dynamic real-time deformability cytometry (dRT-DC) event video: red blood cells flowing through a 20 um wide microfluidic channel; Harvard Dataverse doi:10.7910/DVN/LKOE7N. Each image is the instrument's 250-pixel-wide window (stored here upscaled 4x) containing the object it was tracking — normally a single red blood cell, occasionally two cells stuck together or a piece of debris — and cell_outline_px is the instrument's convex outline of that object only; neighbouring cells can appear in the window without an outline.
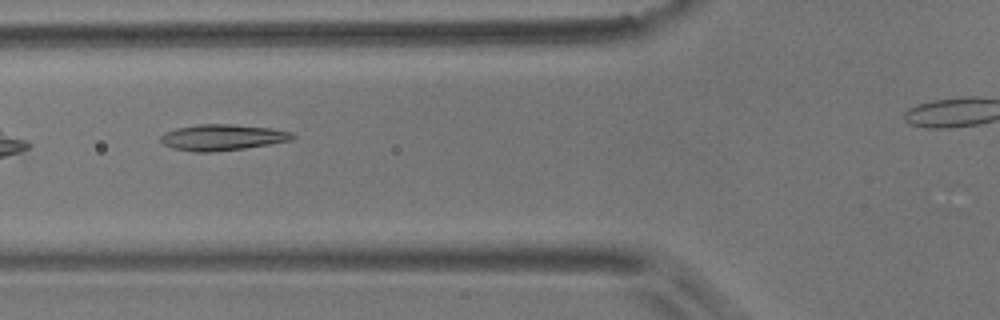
{"species": "common noctule bat (a hibernating species)", "species_latin": "Nyctalus noctula", "temperature_condition": "room temperature", "stored_images_in_passage": 11, "camera_frame_rate_fps": 3000, "um_per_image_px": 0.085, "animal": {"sex": "male", "body_mass_g": 17.9}, "frame": {"image": 1, "passage_image": 9, "time_ms": 9.333, "image_size_px": [1000, 320], "cell_outline_px": [[296, 136], [292, 140], [244, 148], [212, 152], [192, 152], [172, 148], [164, 144], [160, 140], [160, 136], [164, 132], [176, 128], [200, 124], [232, 124], [272, 128], [292, 132]], "centroid_in_image_um": [18.89, 11.67], "position_along_channel_um": 106.9, "area_um2": 20.06}}
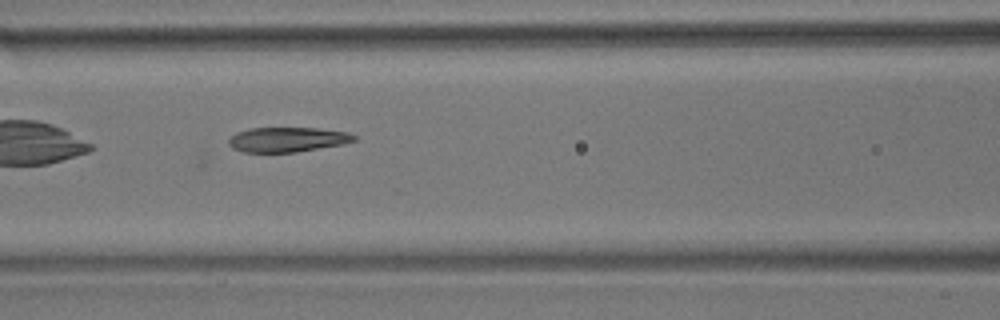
{"frame": {"image": 2, "passage_image": 10, "time_ms": 10.333, "image_size_px": [1000, 320], "cell_outline_px": [[356, 140], [340, 144], [296, 152], [244, 152], [232, 148], [228, 144], [228, 140], [236, 132], [248, 128], [316, 128], [348, 132], [356, 136]], "centroid_in_image_um": [24.38, 11.85], "position_along_channel_um": 142.2, "area_um2": 17.98}}